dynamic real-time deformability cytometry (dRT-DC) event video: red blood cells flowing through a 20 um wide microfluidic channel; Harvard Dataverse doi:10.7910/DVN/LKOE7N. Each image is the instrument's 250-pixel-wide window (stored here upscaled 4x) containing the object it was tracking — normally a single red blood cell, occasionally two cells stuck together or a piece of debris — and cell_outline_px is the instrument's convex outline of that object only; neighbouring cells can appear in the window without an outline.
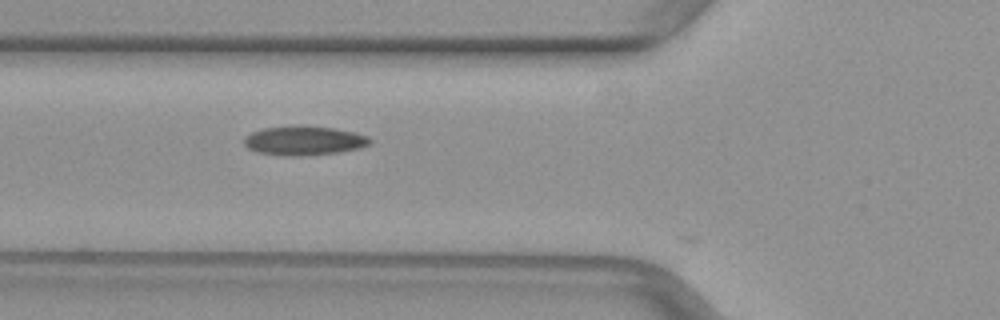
{"species": "common noctule bat (a hibernating species)", "species_latin": "Nyctalus noctula", "temperature_condition": "warm", "stored_images_in_passage": 3, "camera_frame_rate_fps": 3000, "um_per_image_px": 0.085, "animal": {"sex": "female", "body_mass_g": 29.2, "forearm_length_mm": 56.3}, "frame": {"image": 1, "passage_image": 2, "time_ms": 0.333, "image_size_px": [1000, 320], "cell_outline_px": [[372, 144], [360, 148], [340, 152], [300, 156], [292, 156], [256, 152], [248, 148], [244, 144], [244, 136], [252, 132], [264, 128], [292, 124], [296, 124], [336, 128], [356, 132], [368, 136], [372, 140]], "centroid_in_image_um": [25.87, 11.93], "position_along_channel_um": 99.9, "area_um2": 21.91}}